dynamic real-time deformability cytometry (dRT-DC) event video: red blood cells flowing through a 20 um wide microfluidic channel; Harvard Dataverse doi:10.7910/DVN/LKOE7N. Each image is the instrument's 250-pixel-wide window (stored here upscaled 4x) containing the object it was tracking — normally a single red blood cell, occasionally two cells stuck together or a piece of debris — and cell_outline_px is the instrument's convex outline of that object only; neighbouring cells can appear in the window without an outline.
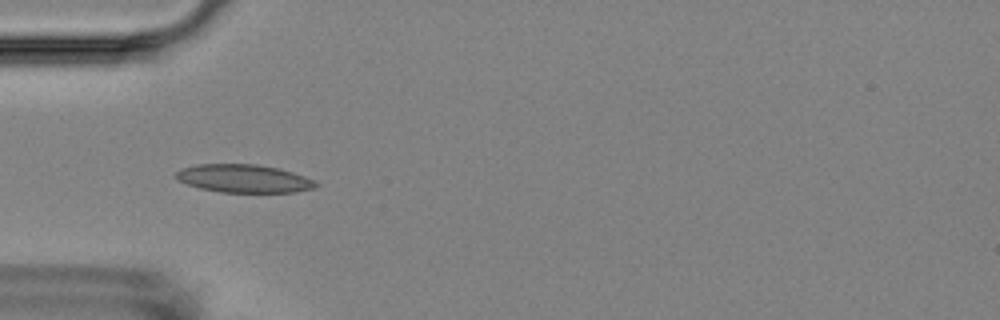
{"species": "Egyptian fruit bat (a non-hibernating species)", "species_latin": "Rousettus aegyptiacus", "temperature_condition": "room temperature", "stored_images_in_passage": 6, "camera_frame_rate_fps": 3000, "um_per_image_px": 0.085, "animal": {"sex": "female"}, "frame": {"image": 1, "passage_image": 5, "time_ms": 4.333, "image_size_px": [1000, 320], "cell_outline_px": [[320, 184], [316, 188], [296, 192], [220, 192], [200, 188], [176, 180], [172, 176], [180, 168], [196, 164], [256, 164], [280, 168], [304, 176]], "centroid_in_image_um": [20.69, 15.17], "position_along_channel_um": 64.3, "area_um2": 23.12}}
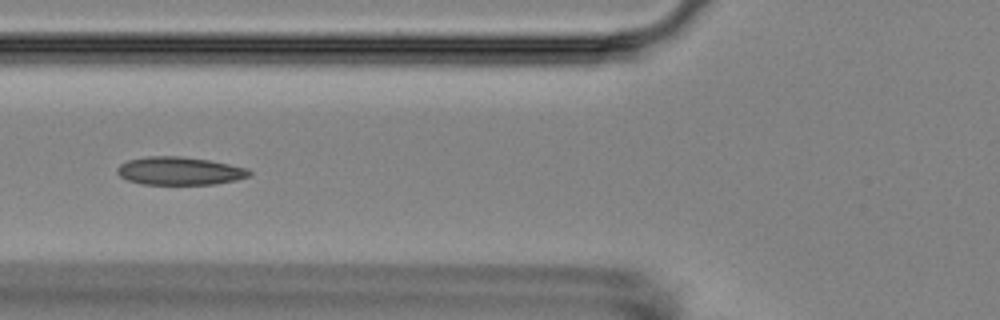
{"frame": {"image": 2, "passage_image": 6, "time_ms": 5.667, "image_size_px": [1000, 320], "cell_outline_px": [[252, 176], [236, 180], [216, 184], [140, 184], [128, 180], [120, 176], [116, 172], [116, 168], [120, 164], [128, 160], [148, 156], [180, 156], [208, 160], [248, 168], [252, 172]], "centroid_in_image_um": [15.27, 14.53], "position_along_channel_um": 110.5, "area_um2": 21.68}}